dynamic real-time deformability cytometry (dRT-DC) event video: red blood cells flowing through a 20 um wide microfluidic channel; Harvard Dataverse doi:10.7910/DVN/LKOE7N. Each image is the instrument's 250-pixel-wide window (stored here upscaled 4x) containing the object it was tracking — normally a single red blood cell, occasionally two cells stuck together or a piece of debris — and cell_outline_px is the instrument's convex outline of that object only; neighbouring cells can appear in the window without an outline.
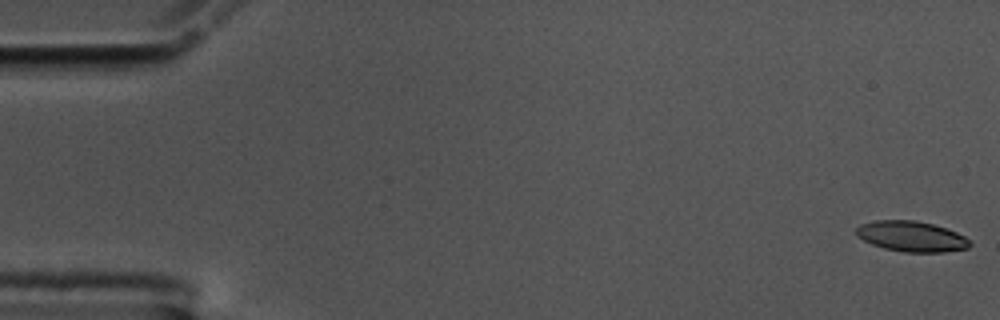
{"species": "common noctule bat (a hibernating species)", "species_latin": "Nyctalus noctula", "temperature_condition": "cold", "stored_images_in_passage": 56, "camera_frame_rate_fps": 3000, "um_per_image_px": 0.085, "animal": {"sex": "male", "body_mass_g": 17.5, "forearm_length_mm": 52.3}, "frame": {"image": 1, "passage_image": 1, "time_ms": 0.0, "image_size_px": [1000, 320], "cell_outline_px": [[972, 244], [968, 248], [944, 252], [904, 252], [884, 248], [872, 244], [856, 236], [856, 228], [860, 224], [876, 220], [916, 220], [932, 224], [956, 232], [972, 240]], "centroid_in_image_um": [77.48, 20.09], "position_along_channel_um": 7.5, "area_um2": 20.23}}
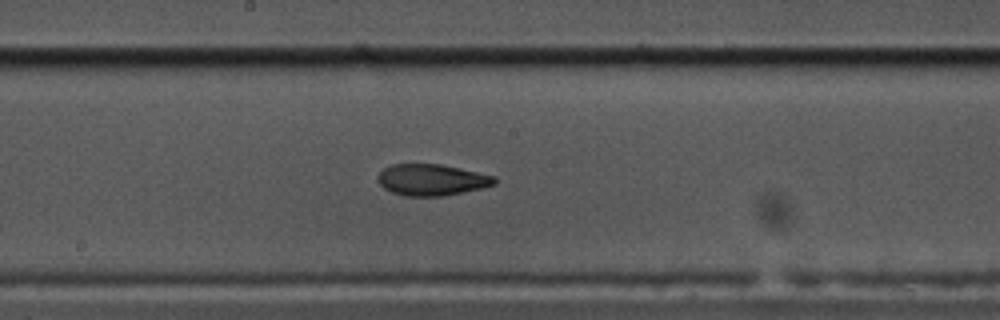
{"frame": {"image": 2, "passage_image": 30, "time_ms": 9.667, "image_size_px": [1000, 320], "cell_outline_px": [[496, 184], [480, 188], [444, 196], [404, 196], [392, 192], [384, 188], [380, 184], [376, 176], [384, 168], [392, 164], [440, 164], [460, 168], [496, 176]], "centroid_in_image_um": [36.68, 15.28], "position_along_channel_um": 211.5, "area_um2": 21.33}}
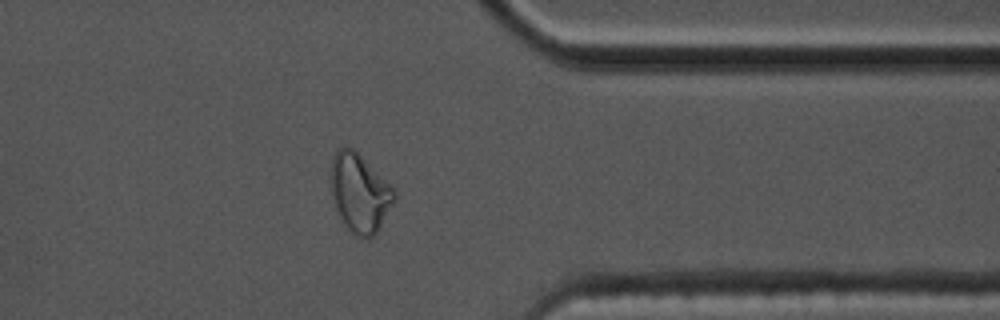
{"frame": {"image": 3, "passage_image": 45, "time_ms": 14.667, "image_size_px": [1000, 320], "cell_outline_px": [[396, 200], [376, 232], [368, 240], [360, 240], [344, 224], [336, 208], [332, 196], [332, 156], [336, 148], [344, 144], [352, 148], [396, 188]], "centroid_in_image_um": [30.6, 16.39], "position_along_channel_um": 380.8, "area_um2": 29.19}, "authors_computed_cell_mechanics": {"area_um2": 21.6461, "velocity_mm_per_s": 3.5695, "shape_relaxation_time_tau1_ms": 6.0211, "shape_relaxation_time_tau2_ms": 3.0078, "deformation_change_tau1": 0.1942, "deformation_change_tau2": 0.0906}}